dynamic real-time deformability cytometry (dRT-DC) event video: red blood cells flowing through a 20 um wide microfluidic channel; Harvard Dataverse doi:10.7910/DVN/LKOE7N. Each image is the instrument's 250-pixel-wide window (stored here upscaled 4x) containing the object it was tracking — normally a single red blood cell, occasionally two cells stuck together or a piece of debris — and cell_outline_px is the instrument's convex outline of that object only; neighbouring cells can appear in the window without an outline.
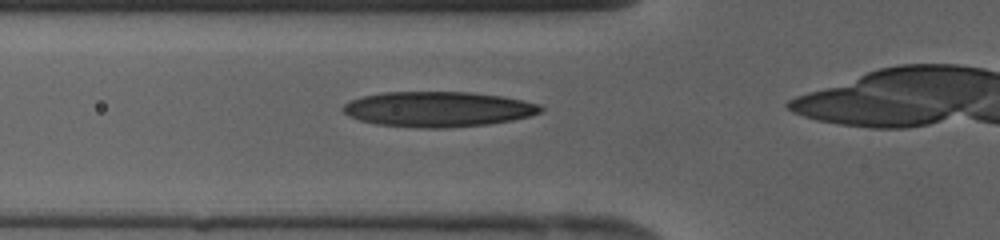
{"species": "human", "species_latin": "Homo sapiens", "temperature_condition": "cold", "stored_images_in_passage": 22, "camera_frame_rate_fps": 3000, "um_per_image_px": 0.085, "donor": {"sex": "female"}, "frame": {"image": 1, "passage_image": 2, "time_ms": 0.333, "image_size_px": [1000, 240], "cell_outline_px": [[544, 108], [540, 112], [528, 116], [512, 120], [488, 124], [448, 128], [416, 128], [376, 124], [360, 120], [348, 116], [340, 108], [348, 100], [364, 96], [384, 92], [468, 92], [500, 96], [540, 104]], "centroid_in_image_um": [37.18, 9.28], "position_along_channel_um": 88.6, "area_um2": 40.63}}
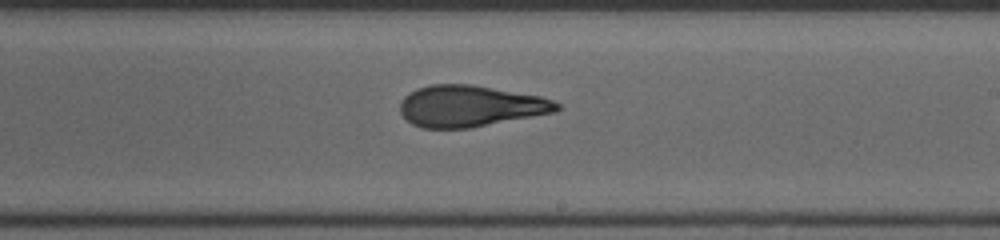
{"frame": {"image": 2, "passage_image": 12, "time_ms": 3.667, "image_size_px": [1000, 240], "cell_outline_px": [[560, 108], [556, 112], [472, 128], [420, 128], [412, 124], [400, 112], [400, 100], [408, 92], [416, 88], [432, 84], [472, 84], [540, 96], [552, 100], [560, 104]], "centroid_in_image_um": [39.95, 9.02], "position_along_channel_um": 249.1, "area_um2": 38.03}}
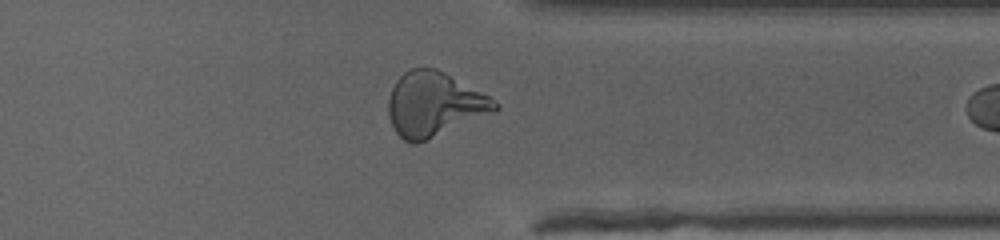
{"frame": {"image": 3, "passage_image": 20, "time_ms": 6.333, "image_size_px": [1000, 240], "cell_outline_px": [[500, 108], [496, 112], [416, 144], [412, 144], [404, 140], [396, 132], [388, 116], [388, 100], [392, 88], [396, 80], [404, 72], [412, 68], [436, 68], [444, 72], [488, 96], [500, 104]], "centroid_in_image_um": [36.9, 8.88], "position_along_channel_um": 374.5, "area_um2": 39.77}}